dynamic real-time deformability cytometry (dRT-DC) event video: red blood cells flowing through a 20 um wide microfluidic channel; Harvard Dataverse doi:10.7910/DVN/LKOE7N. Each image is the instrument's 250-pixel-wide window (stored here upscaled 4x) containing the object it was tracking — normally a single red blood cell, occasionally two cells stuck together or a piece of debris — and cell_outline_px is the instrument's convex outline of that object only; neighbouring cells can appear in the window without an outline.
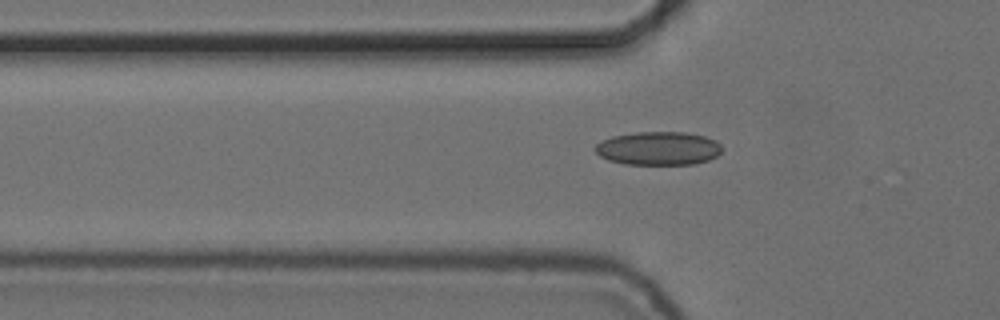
{"species": "common noctule bat (a hibernating species)", "species_latin": "Nyctalus noctula", "temperature_condition": "cold", "stored_images_in_passage": 37, "camera_frame_rate_fps": 3000, "um_per_image_px": 0.085, "animal": {"sex": "female", "body_mass_g": 24.6, "forearm_length_mm": 56.2}, "frame": {"image": 1, "passage_image": 2, "time_ms": 0.333, "image_size_px": [1000, 320], "cell_outline_px": [[724, 148], [716, 156], [708, 160], [696, 164], [624, 164], [608, 160], [600, 156], [592, 148], [600, 140], [612, 136], [636, 132], [684, 132], [704, 136], [716, 140]], "centroid_in_image_um": [55.94, 12.61], "position_along_channel_um": 69.9, "area_um2": 24.97}}
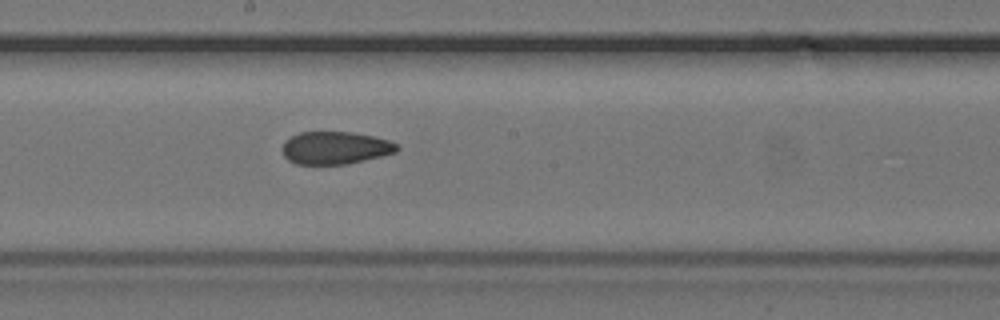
{"frame": {"image": 2, "passage_image": 14, "time_ms": 4.333, "image_size_px": [1000, 320], "cell_outline_px": [[400, 148], [396, 152], [348, 164], [296, 164], [288, 160], [284, 156], [284, 140], [300, 132], [352, 132], [372, 136], [388, 140], [400, 144]], "centroid_in_image_um": [28.52, 12.57], "position_along_channel_um": 219.7, "area_um2": 21.73}}
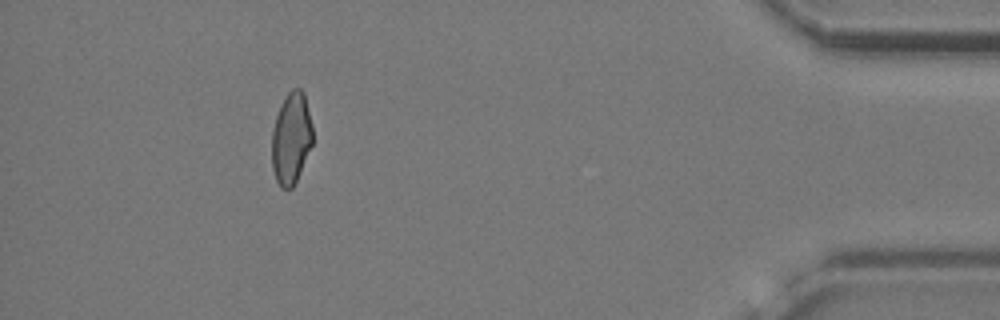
{"frame": {"image": 3, "passage_image": 34, "time_ms": 11.0, "image_size_px": [1000, 320], "cell_outline_px": [[312, 144], [300, 172], [292, 188], [280, 188], [276, 180], [272, 168], [272, 132], [276, 116], [288, 92], [292, 88], [300, 88], [304, 92], [312, 124]], "centroid_in_image_um": [24.75, 11.76], "position_along_channel_um": 410.4, "area_um2": 21.62}, "authors_computed_cell_mechanics": {"area_um2": 22.7154, "velocity_mm_per_s": 3.7296, "shape_relaxation_time_tau1_ms": null, "shape_relaxation_time_tau2_ms": 1.9554, "deformation_change_tau1": null, "deformation_change_tau2": 0.0632}}